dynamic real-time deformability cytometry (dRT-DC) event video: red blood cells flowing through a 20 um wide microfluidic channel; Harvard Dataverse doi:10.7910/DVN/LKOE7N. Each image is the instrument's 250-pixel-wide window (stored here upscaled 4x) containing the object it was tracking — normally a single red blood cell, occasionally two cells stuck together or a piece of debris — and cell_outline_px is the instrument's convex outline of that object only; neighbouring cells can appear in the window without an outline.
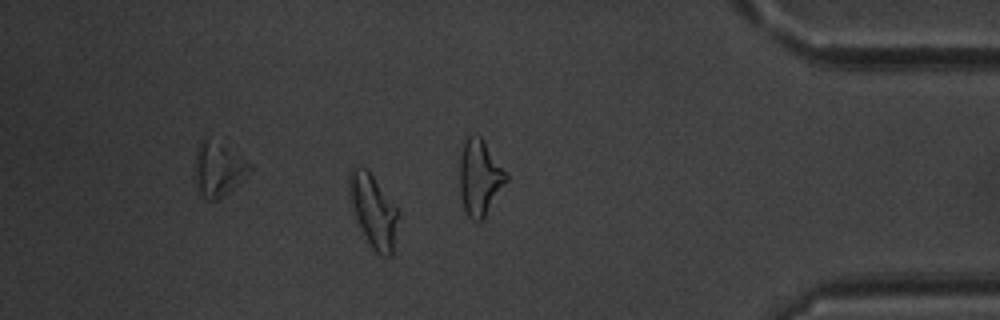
{"species": "common noctule bat (a hibernating species)", "species_latin": "Nyctalus noctula", "temperature_condition": "warm", "stored_images_in_passage": 53, "camera_frame_rate_fps": 3000, "um_per_image_px": 0.085, "animal": {"sex": "male", "body_mass_g": 20.1, "forearm_length_mm": 53.5}, "frame": {"image": 1, "passage_image": 46, "time_ms": 15.0, "image_size_px": [1000, 320], "cell_outline_px": [[396, 220], [392, 256], [380, 256], [372, 248], [356, 216], [348, 188], [348, 176], [352, 168], [364, 168], [372, 176], [396, 208]], "centroid_in_image_um": [31.71, 17.93], "position_along_channel_um": 403.5, "area_um2": 19.36}, "authors_computed_cell_mechanics": {"area_um2": 19.363, "velocity_mm_per_s": 3.9365, "shape_relaxation_time_tau1_ms": 5.847, "shape_relaxation_time_tau2_ms": 1.7438, "deformation_change_tau1": 0.2247, "deformation_change_tau2": 0.0691}}